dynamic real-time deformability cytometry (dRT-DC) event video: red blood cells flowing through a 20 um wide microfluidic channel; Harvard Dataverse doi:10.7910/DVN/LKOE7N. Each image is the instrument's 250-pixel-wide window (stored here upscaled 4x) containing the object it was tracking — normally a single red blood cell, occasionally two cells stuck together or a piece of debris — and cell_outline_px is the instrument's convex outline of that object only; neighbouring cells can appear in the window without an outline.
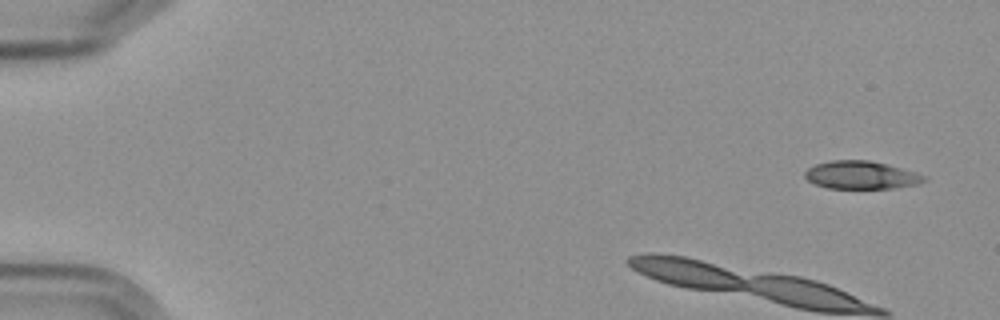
{"species": "Egyptian fruit bat (a non-hibernating species)", "species_latin": "Rousettus aegyptiacus", "temperature_condition": "cold", "stored_images_in_passage": 5, "camera_frame_rate_fps": 3000, "um_per_image_px": 0.085, "frame": {"image": 1, "passage_image": 1, "time_ms": 0.0, "image_size_px": [1000, 320], "cell_outline_px": [[924, 180], [916, 184], [896, 188], [828, 188], [816, 184], [808, 180], [804, 176], [804, 172], [808, 168], [816, 164], [832, 160], [868, 160], [888, 164], [924, 176]], "centroid_in_image_um": [73.13, 14.87], "position_along_channel_um": 11.9, "area_um2": 19.07}}